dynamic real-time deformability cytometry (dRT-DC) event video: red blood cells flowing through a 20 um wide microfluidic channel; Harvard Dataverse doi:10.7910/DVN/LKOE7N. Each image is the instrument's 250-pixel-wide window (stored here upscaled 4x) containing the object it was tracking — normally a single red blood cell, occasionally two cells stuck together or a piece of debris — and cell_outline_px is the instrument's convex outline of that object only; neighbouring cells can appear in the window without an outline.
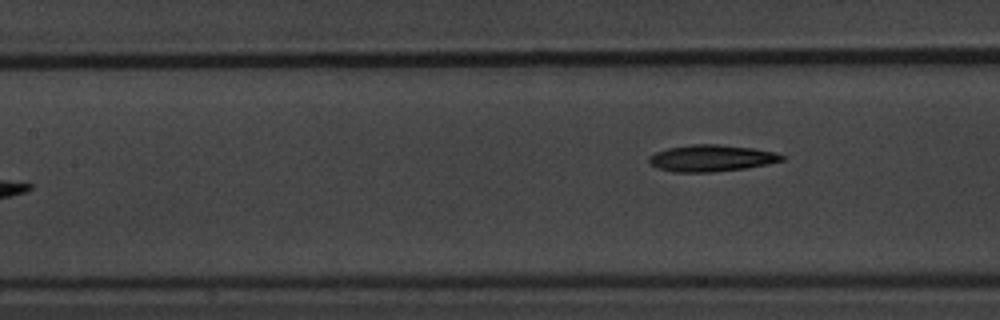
{"species": "common noctule bat (a hibernating species)", "species_latin": "Nyctalus noctula", "temperature_condition": "warm", "stored_images_in_passage": 7, "camera_frame_rate_fps": 3000, "um_per_image_px": 0.085, "animal": {"sex": "male", "body_mass_g": 20.1, "forearm_length_mm": 53.5}, "frame": {"image": 1, "passage_image": 7, "time_ms": 9.0, "image_size_px": [1000, 320], "cell_outline_px": [[788, 156], [784, 160], [768, 164], [748, 168], [712, 172], [672, 172], [656, 168], [648, 160], [648, 156], [656, 152], [668, 148], [692, 144], [720, 144], [752, 148], [776, 152]], "centroid_in_image_um": [60.5, 13.44], "position_along_channel_um": 146.9, "area_um2": 20.87}}